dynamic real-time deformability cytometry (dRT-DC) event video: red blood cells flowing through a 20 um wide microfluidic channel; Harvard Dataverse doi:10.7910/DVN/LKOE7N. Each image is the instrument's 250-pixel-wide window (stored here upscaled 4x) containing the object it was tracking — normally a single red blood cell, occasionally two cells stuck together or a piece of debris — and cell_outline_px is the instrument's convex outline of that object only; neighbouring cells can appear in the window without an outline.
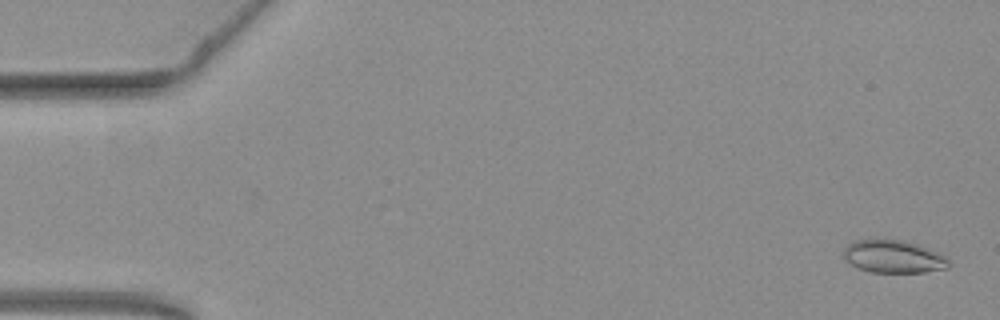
{"species": "common noctule bat (a hibernating species)", "species_latin": "Nyctalus noctula", "temperature_condition": "warm", "stored_images_in_passage": 55, "camera_frame_rate_fps": 3000, "um_per_image_px": 0.085, "animal": {"sex": "female", "body_mass_g": 19.3, "forearm_length_mm": 54.1}, "frame": {"image": 1, "passage_image": 2, "time_ms": 0.333, "image_size_px": [1000, 320], "cell_outline_px": [[952, 264], [948, 268], [924, 272], [872, 272], [848, 264], [844, 260], [844, 248], [852, 240], [900, 240], [916, 244], [936, 252], [944, 256]], "centroid_in_image_um": [75.92, 21.82], "position_along_channel_um": 9.1, "area_um2": 19.88}}
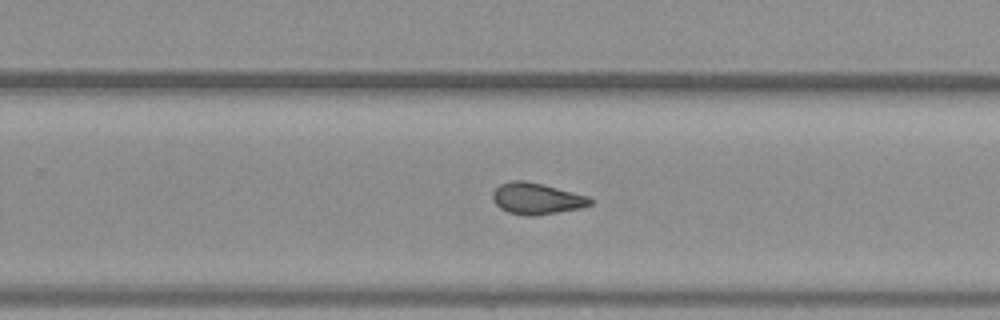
{"frame": {"image": 2, "passage_image": 35, "time_ms": 11.333, "image_size_px": [1000, 320], "cell_outline_px": [[592, 204], [580, 208], [536, 216], [524, 216], [508, 212], [500, 208], [492, 200], [492, 192], [500, 184], [512, 180], [524, 180], [544, 184], [588, 196], [592, 200]], "centroid_in_image_um": [45.59, 16.88], "position_along_channel_um": 284.2, "area_um2": 17.98}}
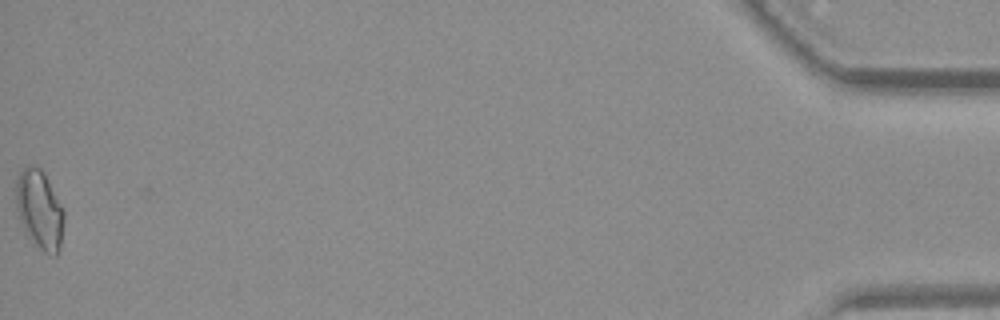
{"frame": {"image": 3, "passage_image": 55, "time_ms": 18.0, "image_size_px": [1000, 320], "cell_outline_px": [[64, 220], [60, 248], [56, 256], [52, 256], [36, 248], [32, 244], [20, 220], [16, 208], [16, 180], [20, 172], [28, 164], [40, 168], [44, 172], [64, 212]], "centroid_in_image_um": [3.36, 17.86], "position_along_channel_um": 431.8, "area_um2": 22.14}, "authors_computed_cell_mechanics": {"area_um2": 18.4382, "velocity_mm_per_s": 3.7886, "shape_relaxation_time_tau1_ms": null, "shape_relaxation_time_tau2_ms": 1.4836, "deformation_change_tau1": null, "deformation_change_tau2": 0.082}}